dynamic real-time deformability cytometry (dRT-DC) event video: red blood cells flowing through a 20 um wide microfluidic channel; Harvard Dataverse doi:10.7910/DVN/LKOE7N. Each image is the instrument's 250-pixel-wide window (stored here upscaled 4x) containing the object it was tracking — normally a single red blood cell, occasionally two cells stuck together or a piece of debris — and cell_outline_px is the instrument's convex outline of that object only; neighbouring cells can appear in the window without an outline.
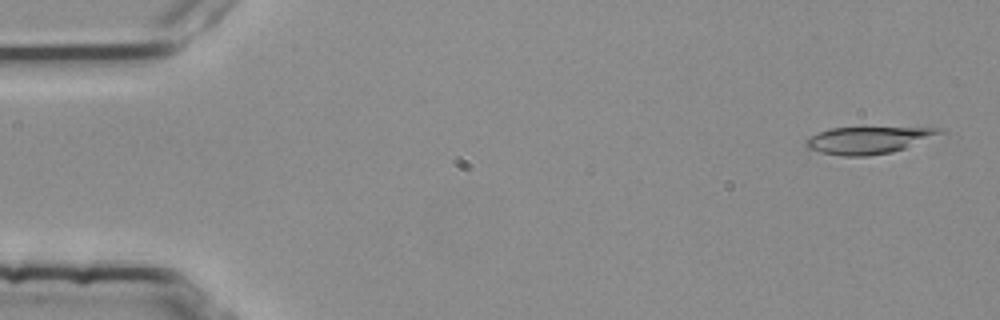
{"species": "common noctule bat (a hibernating species)", "species_latin": "Nyctalus noctula", "temperature_condition": "room temperature", "stored_images_in_passage": 4, "camera_frame_rate_fps": 3000, "um_per_image_px": 0.085, "animal": {"sex": "female", "body_mass_g": 25.1}, "frame": {"image": 1, "passage_image": 1, "time_ms": 0.0, "image_size_px": [1000, 320], "cell_outline_px": [[944, 132], [904, 148], [892, 152], [868, 156], [844, 156], [820, 152], [808, 148], [804, 144], [804, 140], [820, 132], [832, 128], [940, 128]], "centroid_in_image_um": [73.74, 11.92], "position_along_channel_um": 11.3, "area_um2": 20.52}}
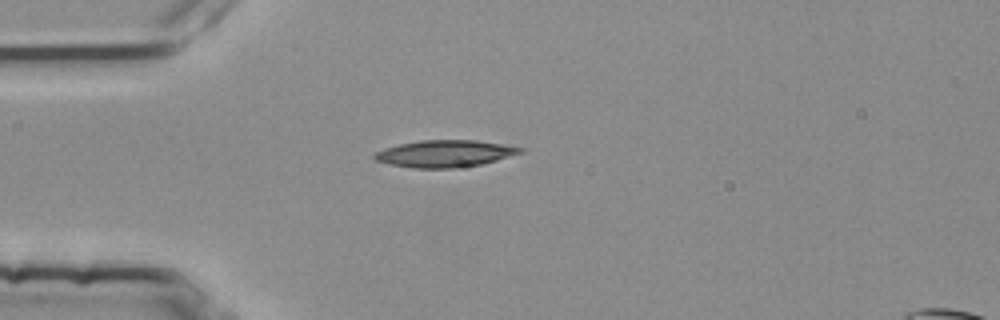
{"frame": {"image": 2, "passage_image": 4, "time_ms": 1.0, "image_size_px": [1000, 320], "cell_outline_px": [[528, 148], [524, 152], [496, 160], [480, 164], [452, 168], [412, 168], [388, 164], [376, 160], [372, 156], [376, 152], [384, 148], [400, 144], [420, 140], [472, 140]], "centroid_in_image_um": [37.81, 13.06], "position_along_channel_um": 47.2, "area_um2": 22.77}}